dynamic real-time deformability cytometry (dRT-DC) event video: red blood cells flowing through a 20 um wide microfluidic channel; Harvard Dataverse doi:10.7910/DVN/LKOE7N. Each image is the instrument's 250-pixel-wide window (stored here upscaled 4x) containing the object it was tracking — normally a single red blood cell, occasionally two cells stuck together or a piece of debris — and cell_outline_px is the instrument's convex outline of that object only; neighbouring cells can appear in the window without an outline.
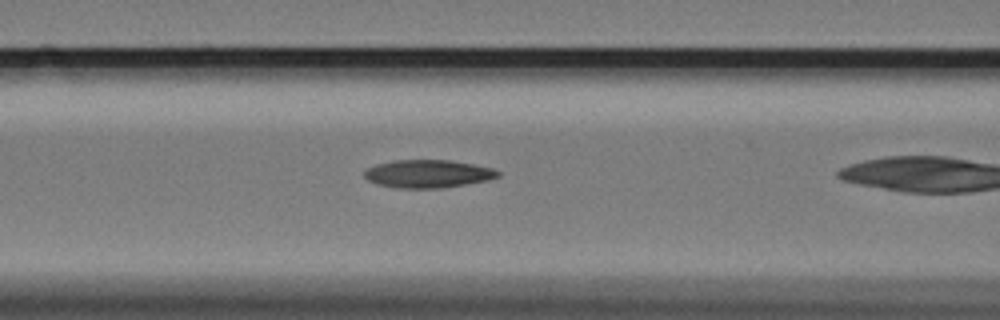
{"species": "Egyptian fruit bat (a non-hibernating species)", "species_latin": "Rousettus aegyptiacus", "temperature_condition": "cold", "stored_images_in_passage": 42, "camera_frame_rate_fps": 3000, "um_per_image_px": 0.085, "animal": {"sex": "female"}, "frame": {"image": 1, "passage_image": 19, "time_ms": 6.0, "image_size_px": [1000, 320], "cell_outline_px": [[500, 176], [488, 180], [440, 188], [400, 188], [376, 184], [368, 180], [364, 176], [364, 172], [368, 168], [376, 164], [396, 160], [452, 160], [492, 168], [500, 172]], "centroid_in_image_um": [36.37, 14.77], "position_along_channel_um": 130.2, "area_um2": 21.62}}
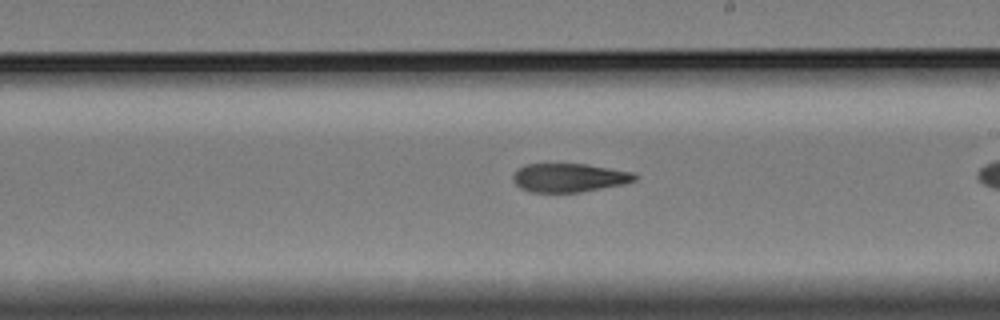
{"frame": {"image": 2, "passage_image": 29, "time_ms": 9.333, "image_size_px": [1000, 320], "cell_outline_px": [[636, 180], [624, 184], [576, 192], [532, 192], [520, 188], [512, 180], [512, 176], [524, 164], [588, 164], [632, 172], [636, 176]], "centroid_in_image_um": [48.36, 15.1], "position_along_channel_um": 240.6, "area_um2": 20.11}}
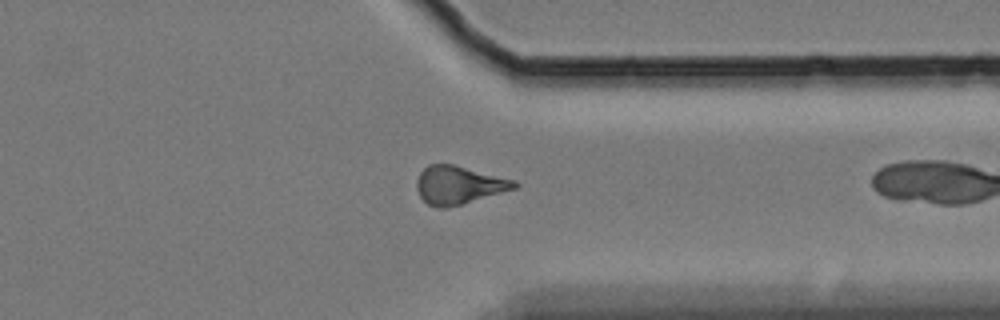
{"frame": {"image": 3, "passage_image": 41, "time_ms": 13.333, "image_size_px": [1000, 320], "cell_outline_px": [[520, 184], [516, 188], [460, 204], [444, 208], [440, 208], [428, 204], [420, 196], [416, 188], [416, 180], [420, 172], [428, 164], [452, 164], [516, 180]], "centroid_in_image_um": [38.98, 15.71], "position_along_channel_um": 372.4, "area_um2": 21.44}}